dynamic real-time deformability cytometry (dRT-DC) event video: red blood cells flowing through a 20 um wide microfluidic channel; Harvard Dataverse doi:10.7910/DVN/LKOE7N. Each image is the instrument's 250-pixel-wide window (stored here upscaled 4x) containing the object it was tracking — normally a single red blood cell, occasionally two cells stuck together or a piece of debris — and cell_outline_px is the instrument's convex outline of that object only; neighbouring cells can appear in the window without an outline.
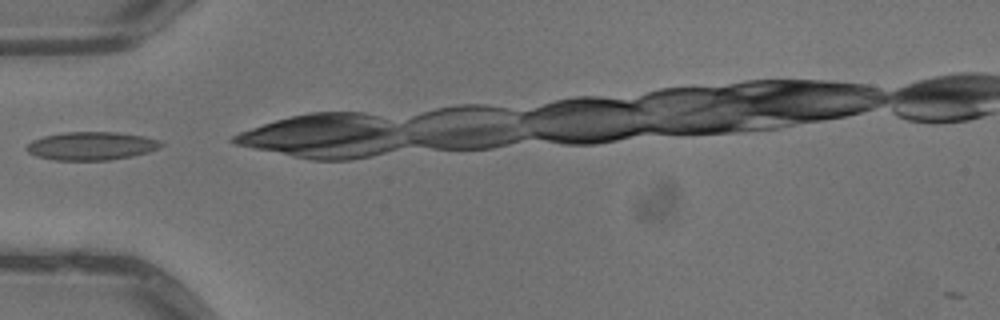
{"species": "common noctule bat (a hibernating species)", "species_latin": "Nyctalus noctula", "temperature_condition": "warm", "stored_images_in_passage": 6, "camera_frame_rate_fps": 3000, "um_per_image_px": 0.085, "animal": {"sex": "male", "body_mass_g": 13.3}, "frame": {"image": 1, "passage_image": 1, "time_ms": 0.0, "image_size_px": [1000, 320], "cell_outline_px": [[164, 144], [160, 148], [148, 152], [132, 156], [108, 160], [52, 160], [36, 156], [28, 152], [24, 148], [32, 140], [44, 136], [64, 132], [116, 132], [144, 136], [160, 140]], "centroid_in_image_um": [7.77, 12.4], "position_along_channel_um": 77.2, "area_um2": 22.25}}